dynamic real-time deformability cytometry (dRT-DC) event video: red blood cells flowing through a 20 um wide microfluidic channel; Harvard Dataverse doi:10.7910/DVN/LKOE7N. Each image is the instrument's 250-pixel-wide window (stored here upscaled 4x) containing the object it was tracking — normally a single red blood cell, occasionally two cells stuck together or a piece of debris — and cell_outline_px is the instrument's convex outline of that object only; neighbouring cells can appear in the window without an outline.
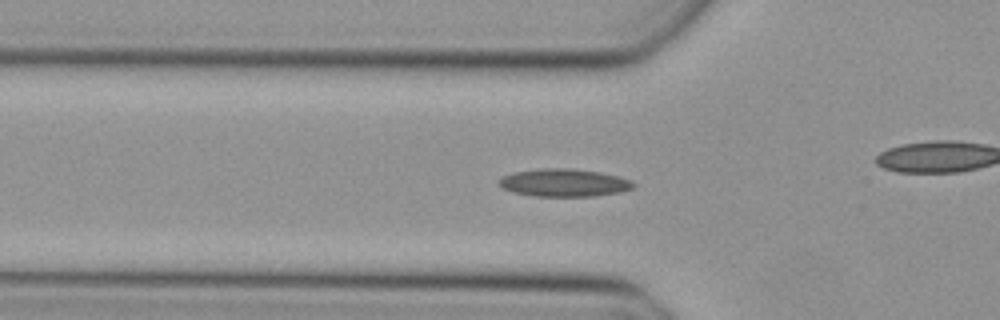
{"species": "Egyptian fruit bat (a non-hibernating species)", "species_latin": "Rousettus aegyptiacus", "temperature_condition": "cold", "stored_images_in_passage": 30, "camera_frame_rate_fps": 3000, "um_per_image_px": 0.085, "animal": {"sex": "female"}, "frame": {"image": 1, "passage_image": 8, "time_ms": 2.333, "image_size_px": [1000, 320], "cell_outline_px": [[636, 184], [632, 188], [620, 192], [596, 196], [536, 196], [512, 192], [504, 188], [500, 184], [500, 180], [504, 176], [516, 172], [540, 168], [572, 168], [600, 172], [632, 180]], "centroid_in_image_um": [47.99, 15.53], "position_along_channel_um": 77.8, "area_um2": 21.56}}
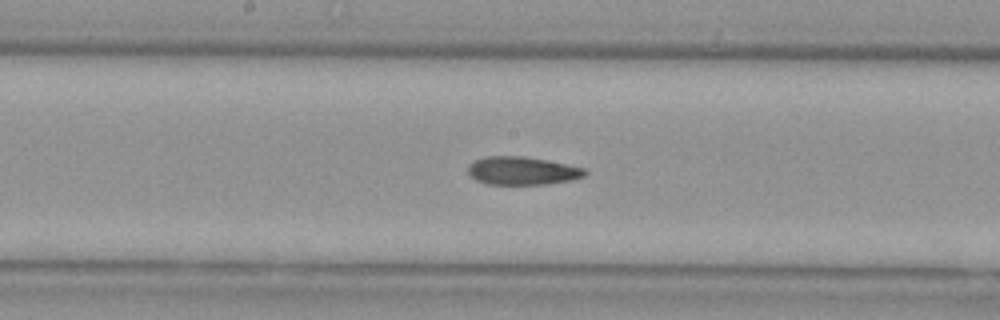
{"frame": {"image": 2, "passage_image": 17, "time_ms": 5.333, "image_size_px": [1000, 320], "cell_outline_px": [[588, 172], [584, 176], [572, 180], [548, 184], [488, 184], [476, 180], [468, 172], [468, 164], [484, 156], [524, 156], [584, 168]], "centroid_in_image_um": [44.37, 14.52], "position_along_channel_um": 203.8, "area_um2": 19.02}}
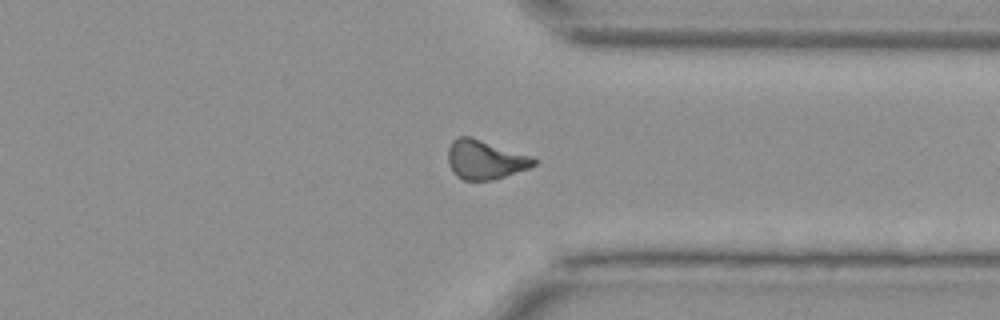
{"frame": {"image": 3, "passage_image": 29, "time_ms": 9.333, "image_size_px": [1000, 320], "cell_outline_px": [[536, 164], [528, 168], [492, 180], [464, 180], [456, 176], [452, 172], [448, 164], [448, 148], [452, 140], [460, 136], [472, 136], [532, 156], [536, 160]], "centroid_in_image_um": [41.2, 13.55], "position_along_channel_um": 370.2, "area_um2": 19.65}}